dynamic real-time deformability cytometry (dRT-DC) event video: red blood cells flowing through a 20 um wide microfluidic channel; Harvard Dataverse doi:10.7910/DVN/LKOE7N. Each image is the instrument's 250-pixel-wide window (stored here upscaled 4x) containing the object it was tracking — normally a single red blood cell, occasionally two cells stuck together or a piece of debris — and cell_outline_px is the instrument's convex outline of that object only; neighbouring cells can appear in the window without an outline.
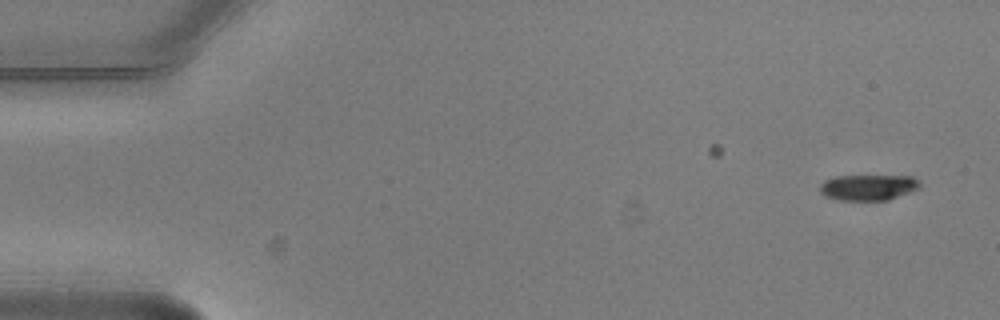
{"species": "common noctule bat (a hibernating species)", "species_latin": "Nyctalus noctula", "temperature_condition": "warm", "stored_images_in_passage": 5, "camera_frame_rate_fps": 3000, "um_per_image_px": 0.085, "animal": {"sex": "male", "body_mass_g": 20.5, "forearm_length_mm": 52.5}, "frame": {"image": 1, "passage_image": 1, "time_ms": 0.0, "image_size_px": [1000, 320], "cell_outline_px": [[920, 188], [888, 200], [840, 200], [824, 196], [820, 192], [820, 184], [824, 180], [836, 176], [912, 176], [920, 180]], "centroid_in_image_um": [73.8, 15.92], "position_along_channel_um": 11.2, "area_um2": 15.09}}
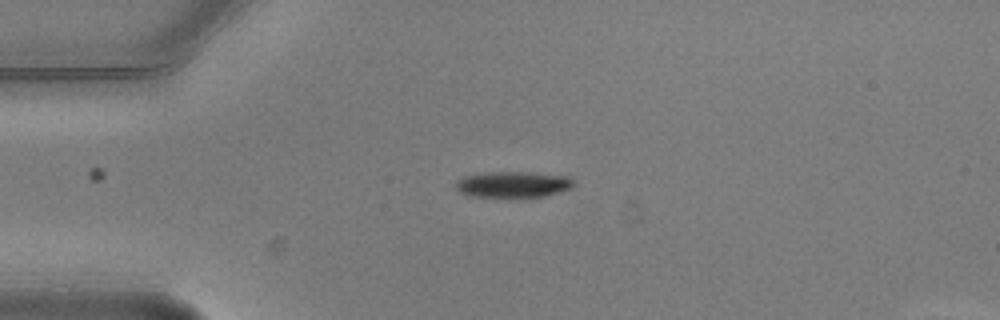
{"frame": {"image": 2, "passage_image": 4, "time_ms": 1.0, "image_size_px": [1000, 320], "cell_outline_px": [[576, 184], [572, 188], [544, 196], [476, 196], [460, 192], [456, 188], [456, 184], [464, 176], [488, 172], [524, 172], [568, 176]], "centroid_in_image_um": [43.66, 15.66], "position_along_channel_um": 41.3, "area_um2": 17.4}}